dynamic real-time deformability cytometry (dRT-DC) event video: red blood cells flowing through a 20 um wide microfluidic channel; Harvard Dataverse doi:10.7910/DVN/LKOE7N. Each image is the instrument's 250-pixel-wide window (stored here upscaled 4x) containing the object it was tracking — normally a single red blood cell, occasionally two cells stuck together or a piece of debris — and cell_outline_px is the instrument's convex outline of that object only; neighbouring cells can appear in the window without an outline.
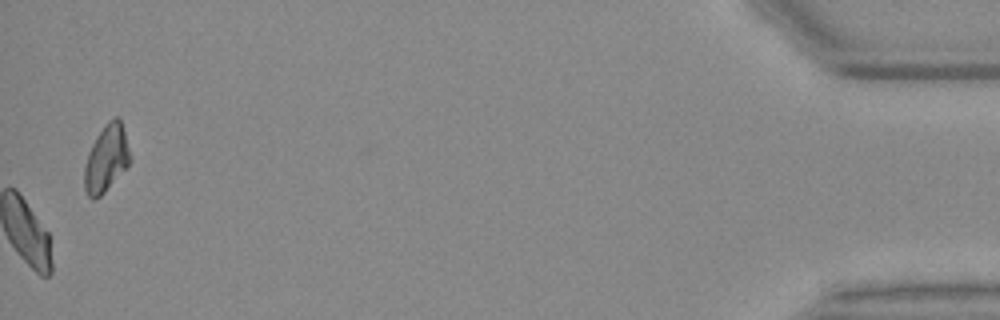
{"species": "Egyptian fruit bat (a non-hibernating species)", "species_latin": "Rousettus aegyptiacus", "temperature_condition": "warm", "stored_images_in_passage": 56, "camera_frame_rate_fps": 3000, "um_per_image_px": 0.085, "animal": {"sex": "female"}, "frame": {"image": 1, "passage_image": 56, "time_ms": 18.333, "image_size_px": [1000, 320], "cell_outline_px": [[132, 160], [104, 192], [100, 196], [92, 200], [88, 196], [84, 188], [84, 168], [88, 152], [96, 136], [104, 124], [108, 120], [116, 116], [120, 116], [132, 156]], "centroid_in_image_um": [9.05, 13.43], "position_along_channel_um": 426.2, "area_um2": 17.98}, "authors_computed_cell_mechanics": {"area_um2": 20.9236, "velocity_mm_per_s": 3.665, "shape_relaxation_time_tau1_ms": 3.373, "shape_relaxation_time_tau2_ms": 1.9416, "deformation_change_tau1": 0.1492, "deformation_change_tau2": 0.085}}